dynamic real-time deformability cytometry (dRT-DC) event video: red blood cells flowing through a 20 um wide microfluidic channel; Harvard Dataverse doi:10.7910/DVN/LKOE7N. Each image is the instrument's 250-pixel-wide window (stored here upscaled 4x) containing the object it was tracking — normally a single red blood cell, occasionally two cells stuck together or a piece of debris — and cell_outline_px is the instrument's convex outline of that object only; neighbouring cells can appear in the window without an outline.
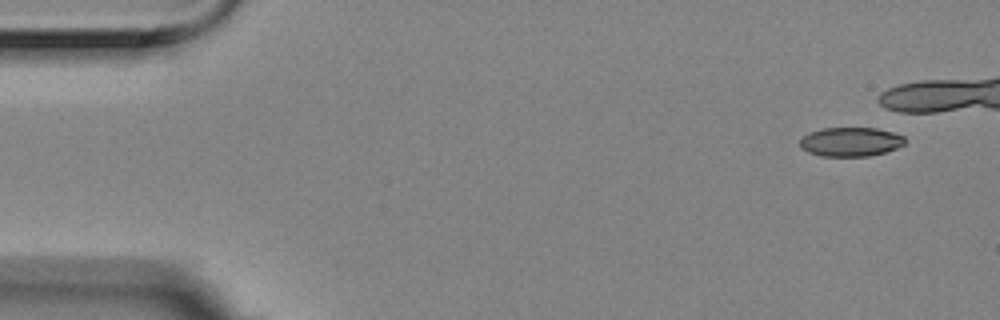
{"species": "Egyptian fruit bat (a non-hibernating species)", "species_latin": "Rousettus aegyptiacus", "temperature_condition": "room temperature", "stored_images_in_passage": 6, "camera_frame_rate_fps": 3000, "um_per_image_px": 0.085, "animal": {"sex": "female"}, "frame": {"image": 1, "passage_image": 1, "time_ms": 0.0, "image_size_px": [1000, 320], "cell_outline_px": [[904, 144], [896, 148], [884, 152], [868, 156], [820, 156], [808, 152], [800, 148], [800, 140], [804, 136], [812, 132], [824, 128], [876, 128], [892, 132], [904, 136]], "centroid_in_image_um": [72.29, 12.06], "position_along_channel_um": 12.7, "area_um2": 17.63}}
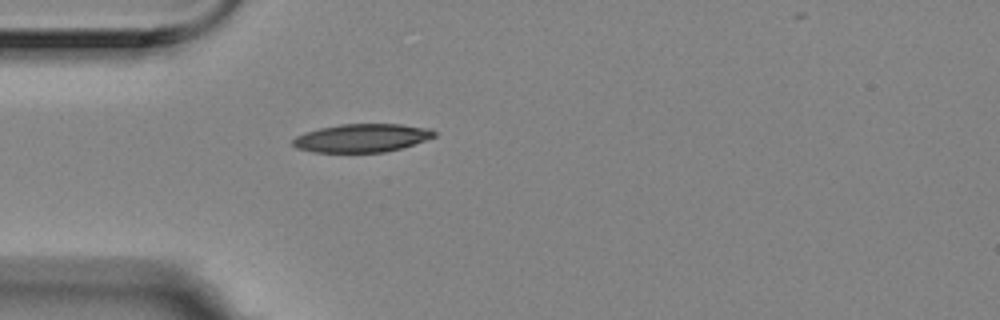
{"frame": {"image": 2, "passage_image": 6, "time_ms": 1.667, "image_size_px": [1000, 320], "cell_outline_px": [[436, 136], [400, 148], [384, 152], [312, 152], [296, 148], [292, 144], [292, 140], [296, 136], [304, 132], [320, 128], [340, 124], [400, 124], [432, 128], [436, 132]], "centroid_in_image_um": [30.74, 11.72], "position_along_channel_um": 54.3, "area_um2": 23.29}}